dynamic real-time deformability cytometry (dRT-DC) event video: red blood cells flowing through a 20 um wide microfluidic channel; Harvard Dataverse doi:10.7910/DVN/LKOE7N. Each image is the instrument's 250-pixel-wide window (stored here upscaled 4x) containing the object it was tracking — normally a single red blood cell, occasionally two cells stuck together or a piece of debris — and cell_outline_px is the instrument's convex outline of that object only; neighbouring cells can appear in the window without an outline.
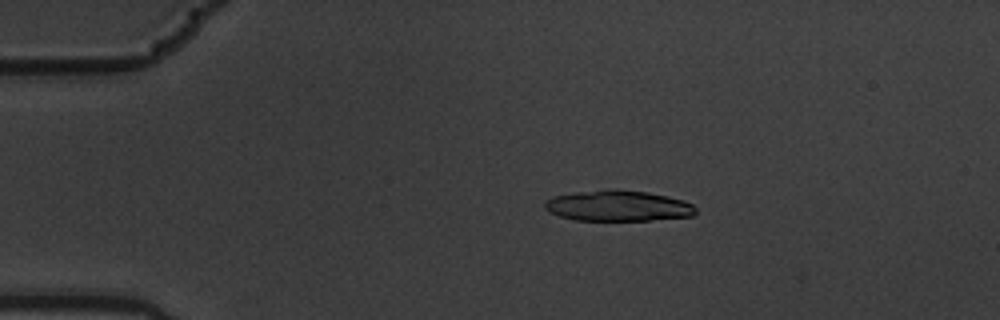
{"species": "common noctule bat (a hibernating species)", "species_latin": "Nyctalus noctula", "temperature_condition": "warm", "stored_images_in_passage": 3, "camera_frame_rate_fps": 3000, "um_per_image_px": 0.085, "animal": {"sex": "male", "body_mass_g": 19.5, "forearm_length_mm": 54.6}, "frame": {"image": 1, "passage_image": 1, "time_ms": 0.0, "image_size_px": [1000, 320], "cell_outline_px": [[696, 212], [692, 216], [648, 220], [576, 220], [560, 216], [544, 208], [544, 200], [552, 196], [576, 192], [604, 188], [616, 188], [648, 192], [668, 196], [684, 200], [692, 204], [696, 208]], "centroid_in_image_um": [52.52, 17.47], "position_along_channel_um": 32.5, "area_um2": 27.34}}
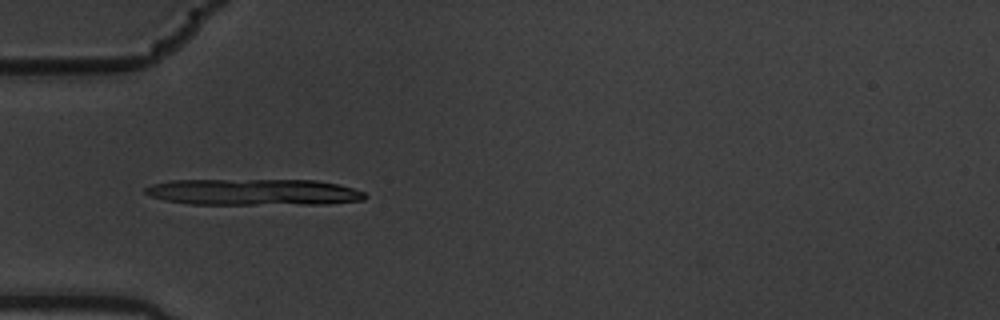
{"frame": {"image": 2, "passage_image": 3, "time_ms": 0.667, "image_size_px": [1000, 320], "cell_outline_px": [[368, 196], [364, 200], [328, 204], [188, 204], [164, 200], [152, 196], [144, 192], [144, 188], [152, 184], [168, 180], [316, 180], [336, 184], [352, 188], [364, 192]], "centroid_in_image_um": [21.55, 16.33], "position_along_channel_um": 63.4, "area_um2": 33.87}}